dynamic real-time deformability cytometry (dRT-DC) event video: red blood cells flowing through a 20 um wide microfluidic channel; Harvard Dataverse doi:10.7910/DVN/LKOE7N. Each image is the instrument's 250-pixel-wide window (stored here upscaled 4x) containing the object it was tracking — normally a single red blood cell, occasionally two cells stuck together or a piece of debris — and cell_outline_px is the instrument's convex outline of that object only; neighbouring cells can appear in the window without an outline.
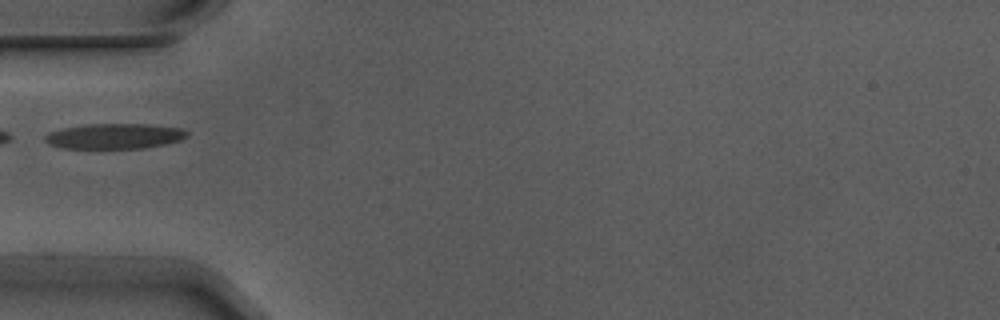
{"species": "Egyptian fruit bat (a non-hibernating species)", "species_latin": "Rousettus aegyptiacus", "temperature_condition": "warm", "stored_images_in_passage": 2, "camera_frame_rate_fps": 3000, "um_per_image_px": 0.085, "animal": {"sex": "male"}, "frame": {"image": 1, "passage_image": 2, "time_ms": 0.333, "image_size_px": [1000, 320], "cell_outline_px": [[188, 136], [180, 140], [164, 144], [144, 148], [60, 148], [48, 144], [44, 140], [44, 136], [48, 132], [64, 128], [88, 124], [148, 124], [180, 128], [188, 132]], "centroid_in_image_um": [9.7, 11.57], "position_along_channel_um": 75.3, "area_um2": 20.92}}